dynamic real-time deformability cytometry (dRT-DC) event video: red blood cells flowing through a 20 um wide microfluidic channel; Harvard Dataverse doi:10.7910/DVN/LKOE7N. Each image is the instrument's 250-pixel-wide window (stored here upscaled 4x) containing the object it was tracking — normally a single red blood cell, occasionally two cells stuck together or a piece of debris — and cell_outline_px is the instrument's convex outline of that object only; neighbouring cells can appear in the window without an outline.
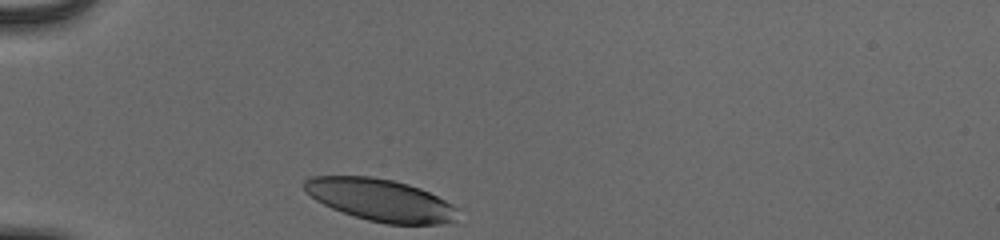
{"species": "human", "species_latin": "Homo sapiens", "temperature_condition": "cold", "stored_images_in_passage": 30, "camera_frame_rate_fps": 3000, "um_per_image_px": 0.085, "donor": {"sex": "male"}, "frame": {"image": 1, "passage_image": 1, "time_ms": 0.0, "image_size_px": [1000, 240], "cell_outline_px": [[460, 208], [456, 220], [440, 224], [388, 224], [368, 220], [352, 216], [332, 208], [316, 200], [304, 188], [304, 180], [312, 176], [372, 176], [392, 180], [408, 184], [420, 188]], "centroid_in_image_um": [32.36, 17.0], "position_along_channel_um": 52.6, "area_um2": 37.63}}
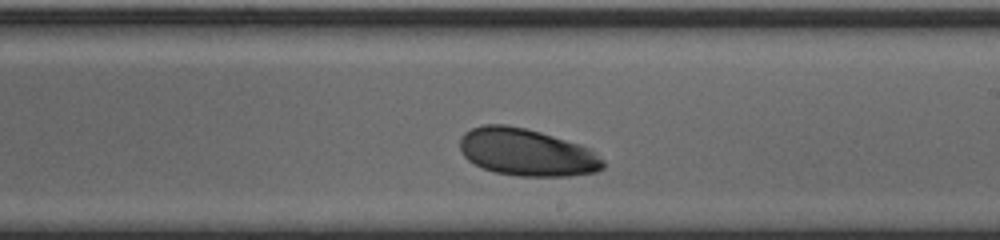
{"frame": {"image": 2, "passage_image": 18, "time_ms": 5.667, "image_size_px": [1000, 240], "cell_outline_px": [[604, 168], [596, 172], [568, 176], [516, 176], [496, 172], [484, 168], [468, 160], [464, 156], [460, 148], [460, 136], [464, 132], [472, 128], [484, 124], [508, 124], [540, 132], [580, 144], [588, 148], [604, 160]], "centroid_in_image_um": [44.76, 12.94], "position_along_channel_um": 244.2, "area_um2": 39.42}}
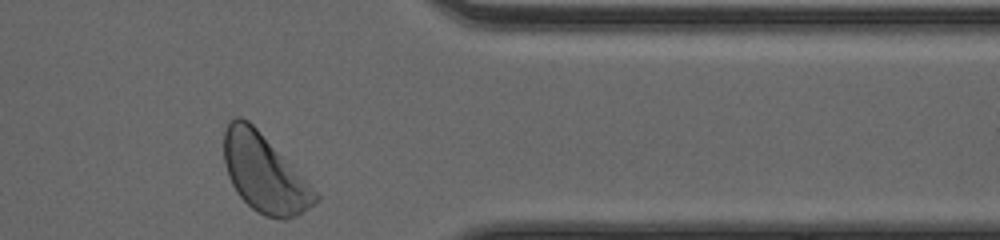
{"frame": {"image": 3, "passage_image": 30, "time_ms": 9.667, "image_size_px": [1000, 240], "cell_outline_px": [[320, 200], [300, 212], [284, 220], [280, 220], [264, 216], [252, 208], [236, 192], [228, 176], [224, 164], [224, 132], [228, 120], [236, 116], [240, 116], [248, 120], [256, 128], [320, 196]], "centroid_in_image_um": [22.41, 14.72], "position_along_channel_um": 389.0, "area_um2": 40.63}, "authors_computed_cell_mechanics": {"area_um2": 39.304, "velocity_mm_per_s": 3.8199, "shape_relaxation_time_tau1_ms": 1.8367, "shape_relaxation_time_tau2_ms": null, "deformation_change_tau1": 0.1091, "deformation_change_tau2": null}}